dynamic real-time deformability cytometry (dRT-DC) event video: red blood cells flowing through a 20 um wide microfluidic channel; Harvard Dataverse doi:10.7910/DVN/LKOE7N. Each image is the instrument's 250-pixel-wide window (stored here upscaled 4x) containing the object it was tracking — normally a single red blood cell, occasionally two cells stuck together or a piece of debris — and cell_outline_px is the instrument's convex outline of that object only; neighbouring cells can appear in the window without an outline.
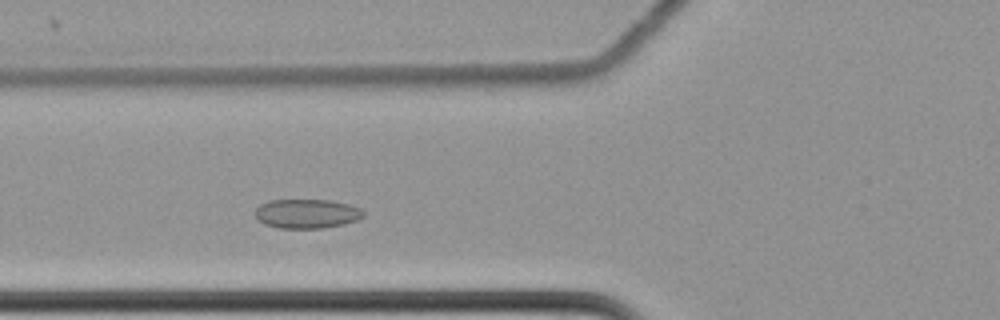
{"species": "common noctule bat (a hibernating species)", "species_latin": "Nyctalus noctula", "temperature_condition": "cold", "stored_images_in_passage": 50, "camera_frame_rate_fps": 3000, "um_per_image_px": 0.085, "animal": {"sex": "female", "body_mass_g": 22.7, "forearm_length_mm": 54.2}, "frame": {"image": 1, "passage_image": 13, "time_ms": 4.0, "image_size_px": [1000, 320], "cell_outline_px": [[364, 216], [356, 220], [344, 224], [320, 228], [280, 228], [264, 224], [256, 216], [256, 208], [260, 204], [268, 200], [328, 200], [348, 204], [360, 208], [364, 212]], "centroid_in_image_um": [26.08, 18.16], "position_along_channel_um": 99.7, "area_um2": 18.32}}
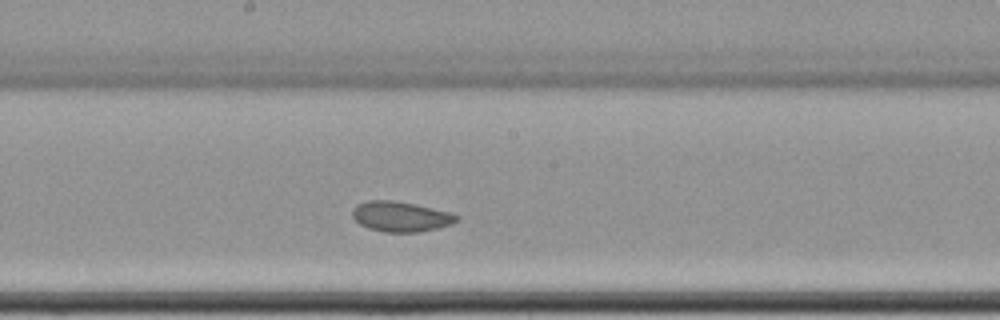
{"frame": {"image": 2, "passage_image": 23, "time_ms": 7.333, "image_size_px": [1000, 320], "cell_outline_px": [[460, 220], [436, 228], [416, 232], [384, 232], [368, 228], [360, 224], [352, 216], [352, 208], [356, 204], [368, 200], [392, 200], [412, 204], [448, 212], [460, 216]], "centroid_in_image_um": [34.0, 18.4], "position_along_channel_um": 214.2, "area_um2": 18.09}}
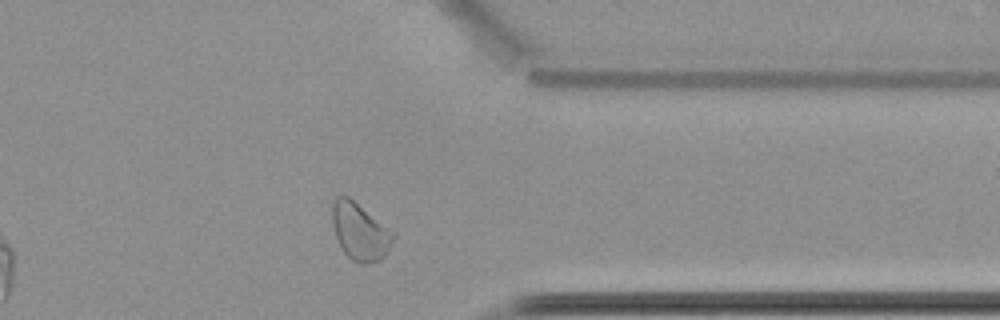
{"frame": {"image": 3, "passage_image": 38, "time_ms": 12.333, "image_size_px": [1000, 320], "cell_outline_px": [[396, 236], [388, 252], [380, 260], [364, 264], [360, 264], [352, 260], [344, 252], [336, 236], [332, 224], [332, 200], [336, 196], [348, 196], [396, 232]], "centroid_in_image_um": [30.62, 19.67], "position_along_channel_um": 380.8, "area_um2": 20.58}, "authors_computed_cell_mechanics": {"area_um2": 18.9873, "velocity_mm_per_s": 3.4359, "shape_relaxation_time_tau1_ms": null, "shape_relaxation_time_tau2_ms": 1.1009, "deformation_change_tau1": null, "deformation_change_tau2": 0.053}}